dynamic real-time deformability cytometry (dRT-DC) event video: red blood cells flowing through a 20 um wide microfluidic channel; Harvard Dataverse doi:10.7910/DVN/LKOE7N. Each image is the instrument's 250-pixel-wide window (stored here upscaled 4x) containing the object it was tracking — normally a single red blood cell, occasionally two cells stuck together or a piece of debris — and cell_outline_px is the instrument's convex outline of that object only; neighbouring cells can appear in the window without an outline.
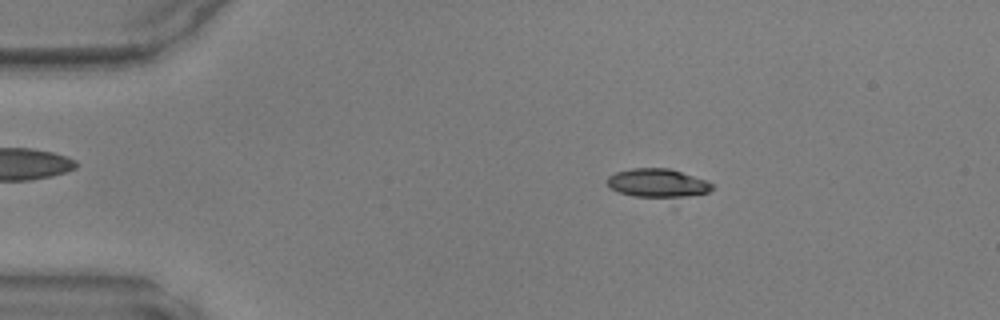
{"species": "common noctule bat (a hibernating species)", "species_latin": "Nyctalus noctula", "temperature_condition": "warm", "stored_images_in_passage": 28, "camera_frame_rate_fps": 3000, "um_per_image_px": 0.085, "animal": {"sex": "male", "body_mass_g": 17.9, "forearm_length_mm": 54.2}, "frame": {"image": 1, "passage_image": 1, "time_ms": 0.0, "image_size_px": [1000, 320], "cell_outline_px": [[712, 188], [708, 192], [672, 208], [620, 192], [608, 188], [604, 180], [608, 176], [616, 172], [632, 168], [668, 168], [704, 180], [712, 184]], "centroid_in_image_um": [55.96, 15.76], "position_along_channel_um": 29.0, "area_um2": 20.11}}
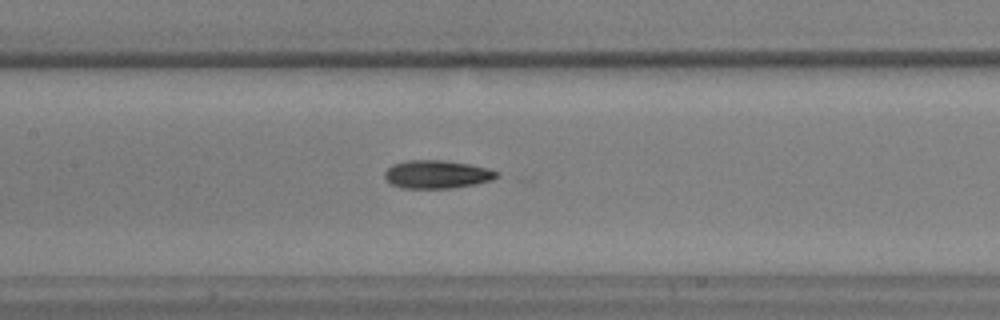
{"frame": {"image": 2, "passage_image": 15, "time_ms": 4.667, "image_size_px": [1000, 320], "cell_outline_px": [[500, 176], [492, 180], [476, 184], [452, 188], [400, 188], [392, 184], [384, 176], [384, 172], [392, 164], [408, 160], [440, 160], [468, 164], [488, 168], [500, 172]], "centroid_in_image_um": [37.16, 14.82], "position_along_channel_um": 170.2, "area_um2": 18.44}}
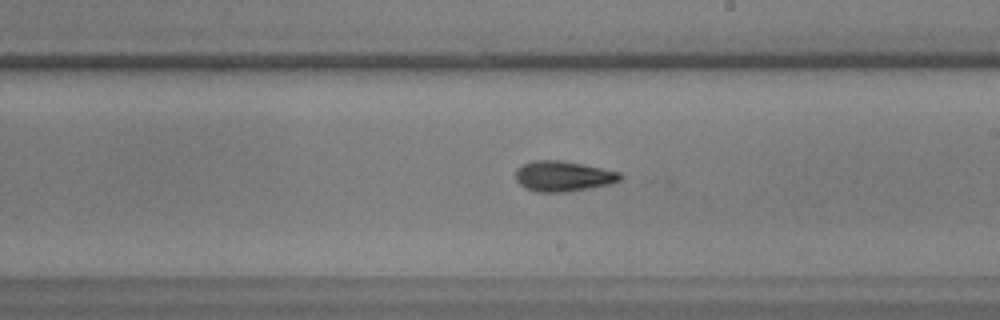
{"frame": {"image": 3, "passage_image": 20, "time_ms": 6.333, "image_size_px": [1000, 320], "cell_outline_px": [[624, 176], [620, 180], [612, 184], [564, 192], [536, 192], [524, 188], [516, 180], [516, 168], [532, 160], [560, 160], [620, 172]], "centroid_in_image_um": [47.85, 14.98], "position_along_channel_um": 241.1, "area_um2": 18.5}}